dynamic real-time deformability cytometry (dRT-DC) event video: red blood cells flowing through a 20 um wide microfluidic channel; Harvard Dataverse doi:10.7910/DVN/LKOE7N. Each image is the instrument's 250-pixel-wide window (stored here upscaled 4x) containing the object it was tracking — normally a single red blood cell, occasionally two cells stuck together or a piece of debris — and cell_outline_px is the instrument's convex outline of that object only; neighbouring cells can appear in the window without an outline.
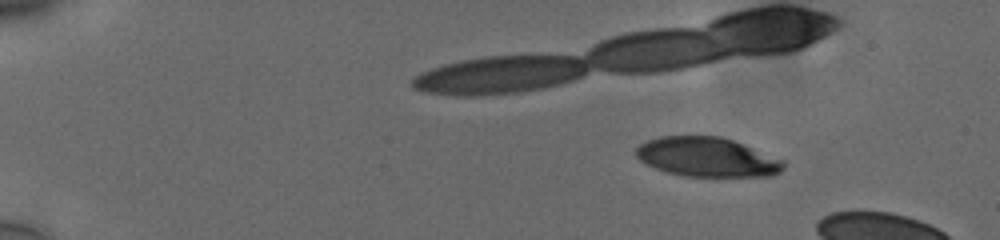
{"species": "human", "species_latin": "Homo sapiens", "temperature_condition": "cold", "stored_images_in_passage": 19, "camera_frame_rate_fps": 3000, "um_per_image_px": 0.085, "donor": {"sex": "male"}, "frame": {"image": 1, "passage_image": 9, "time_ms": 2.667, "image_size_px": [1000, 240], "cell_outline_px": [[784, 168], [780, 172], [772, 176], [684, 176], [668, 172], [656, 168], [640, 160], [636, 156], [636, 148], [640, 144], [648, 140], [660, 136], [720, 136], [744, 144], [784, 160]], "centroid_in_image_um": [60.12, 13.35], "position_along_channel_um": 24.9, "area_um2": 33.7}}